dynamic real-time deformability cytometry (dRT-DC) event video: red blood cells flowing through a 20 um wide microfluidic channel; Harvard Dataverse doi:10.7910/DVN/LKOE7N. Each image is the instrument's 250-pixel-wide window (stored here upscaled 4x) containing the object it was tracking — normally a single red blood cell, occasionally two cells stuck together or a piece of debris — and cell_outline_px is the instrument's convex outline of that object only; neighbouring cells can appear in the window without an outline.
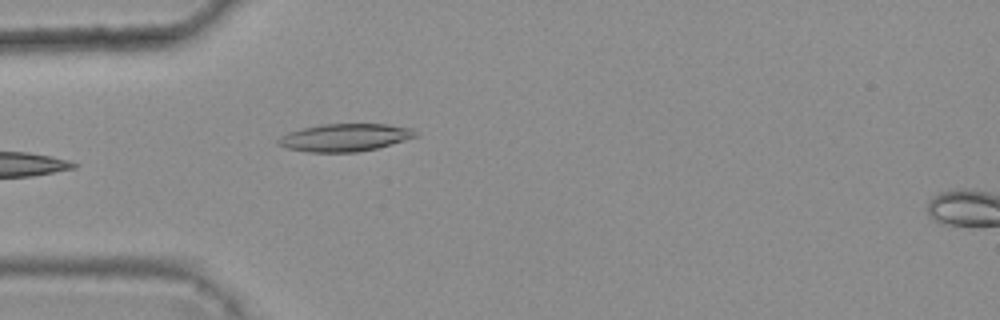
{"species": "common noctule bat (a hibernating species)", "species_latin": "Nyctalus noctula", "temperature_condition": "warm", "stored_images_in_passage": 6, "camera_frame_rate_fps": 3000, "um_per_image_px": 0.085, "animal": {"sex": "female", "body_mass_g": 25.1}, "frame": {"image": 1, "passage_image": 5, "time_ms": 1.333, "image_size_px": [1000, 320], "cell_outline_px": [[416, 136], [392, 144], [376, 148], [356, 152], [308, 152], [288, 148], [276, 144], [276, 140], [280, 136], [288, 132], [304, 128], [324, 124], [388, 124], [412, 128], [416, 132]], "centroid_in_image_um": [29.29, 11.69], "position_along_channel_um": 55.7, "area_um2": 21.96}}